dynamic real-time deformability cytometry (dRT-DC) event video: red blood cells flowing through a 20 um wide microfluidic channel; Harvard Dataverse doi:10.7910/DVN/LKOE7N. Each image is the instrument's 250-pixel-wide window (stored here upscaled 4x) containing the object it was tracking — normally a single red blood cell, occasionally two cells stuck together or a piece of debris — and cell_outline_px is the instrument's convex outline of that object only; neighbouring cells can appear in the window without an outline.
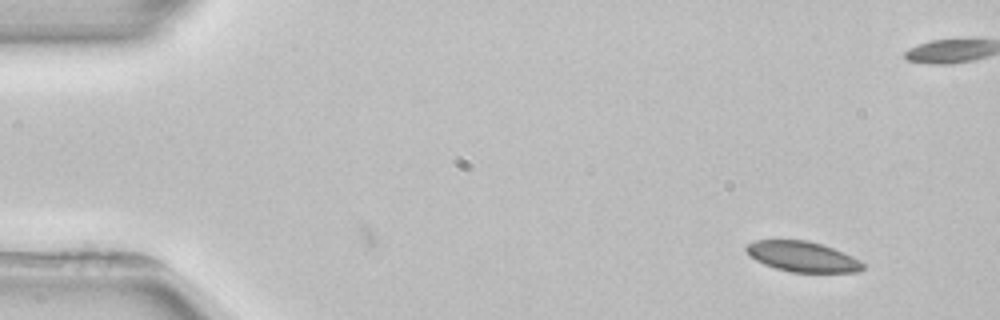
{"species": "common noctule bat (a hibernating species)", "species_latin": "Nyctalus noctula", "temperature_condition": "room temperature", "stored_images_in_passage": 2, "camera_frame_rate_fps": 3000, "um_per_image_px": 0.085, "animal": {"sex": "female", "body_mass_g": 22.7, "forearm_length_mm": 54.2}, "frame": {"image": 1, "passage_image": 2, "time_ms": 1.333, "image_size_px": [1000, 320], "cell_outline_px": [[864, 268], [860, 272], [792, 272], [776, 268], [764, 264], [756, 260], [744, 248], [748, 244], [756, 240], [808, 240], [832, 248], [852, 256], [864, 264]], "centroid_in_image_um": [68.22, 21.81], "position_along_channel_um": 16.8, "area_um2": 20.35}}